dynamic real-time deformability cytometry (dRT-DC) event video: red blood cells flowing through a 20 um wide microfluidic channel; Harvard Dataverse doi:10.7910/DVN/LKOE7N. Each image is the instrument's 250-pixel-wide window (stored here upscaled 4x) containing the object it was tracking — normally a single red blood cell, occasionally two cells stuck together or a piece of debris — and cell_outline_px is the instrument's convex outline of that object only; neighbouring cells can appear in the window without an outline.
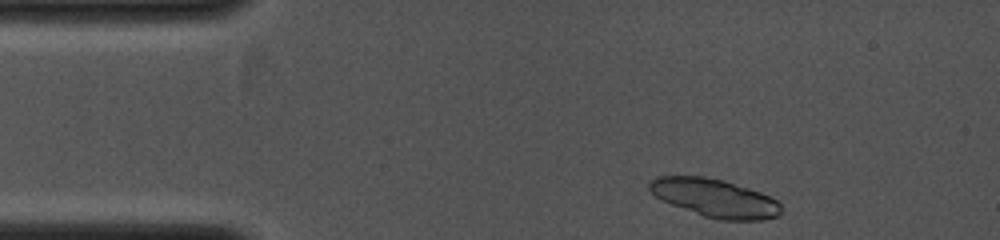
{"species": "common noctule bat (a hibernating species)", "species_latin": "Nyctalus noctula", "temperature_condition": "cold", "stored_images_in_passage": 5, "camera_frame_rate_fps": 4000, "um_per_image_px": 0.085, "animal": {"sex": "female", "body_mass_g": 19.0, "forearm_length_mm": 53.3}, "frame": {"image": 1, "passage_image": 1, "time_ms": 0.0, "image_size_px": [1000, 240], "cell_outline_px": [[780, 212], [776, 216], [764, 220], [720, 220], [704, 216], [672, 204], [656, 196], [648, 188], [648, 184], [656, 176], [704, 176], [724, 180], [772, 196], [780, 204]], "centroid_in_image_um": [60.77, 16.82], "position_along_channel_um": 24.2, "area_um2": 29.07}}